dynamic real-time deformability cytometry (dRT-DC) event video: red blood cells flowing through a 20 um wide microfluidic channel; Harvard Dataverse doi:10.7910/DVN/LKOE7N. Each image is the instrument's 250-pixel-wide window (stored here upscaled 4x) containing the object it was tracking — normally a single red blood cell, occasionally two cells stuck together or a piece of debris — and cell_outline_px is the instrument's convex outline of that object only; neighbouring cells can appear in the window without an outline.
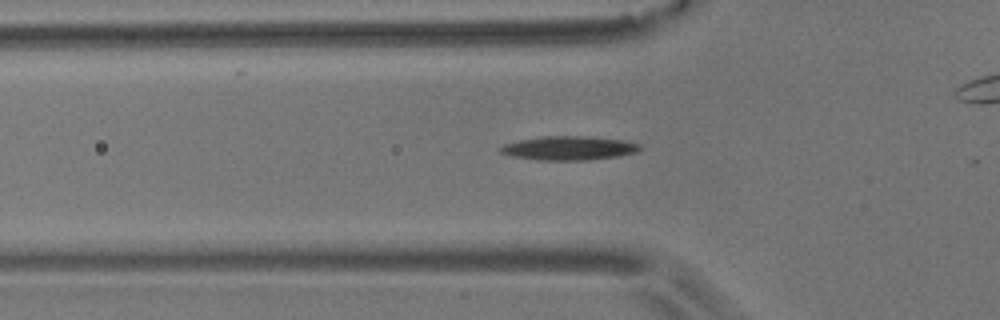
{"species": "common noctule bat (a hibernating species)", "species_latin": "Nyctalus noctula", "temperature_condition": "room temperature", "stored_images_in_passage": 56, "camera_frame_rate_fps": 3000, "um_per_image_px": 0.085, "animal": {"sex": "male", "body_mass_g": 17.9}, "frame": {"image": 1, "passage_image": 18, "time_ms": 5.667, "image_size_px": [1000, 320], "cell_outline_px": [[644, 148], [636, 152], [620, 156], [588, 160], [536, 160], [512, 156], [500, 152], [496, 148], [504, 144], [520, 140], [544, 136], [584, 136], [624, 140], [640, 144]], "centroid_in_image_um": [48.36, 12.59], "position_along_channel_um": 77.4, "area_um2": 19.59}}
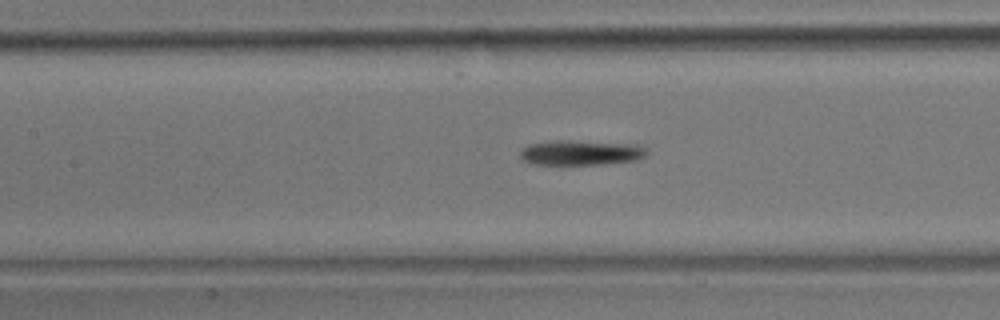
{"frame": {"image": 2, "passage_image": 25, "time_ms": 8.0, "image_size_px": [1000, 320], "cell_outline_px": [[648, 152], [640, 160], [604, 164], [532, 164], [524, 160], [520, 156], [520, 148], [528, 144], [552, 140], [568, 140], [644, 144], [648, 148]], "centroid_in_image_um": [49.44, 12.96], "position_along_channel_um": 158.0, "area_um2": 18.96}}
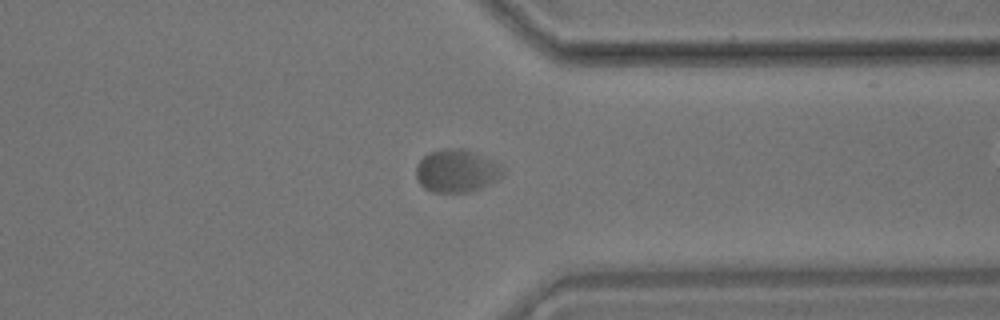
{"frame": {"image": 3, "passage_image": 44, "time_ms": 14.333, "image_size_px": [1000, 320], "cell_outline_px": [[504, 176], [472, 192], [432, 192], [424, 188], [416, 180], [416, 164], [428, 152], [448, 148], [464, 148], [504, 164]], "centroid_in_image_um": [38.84, 14.52], "position_along_channel_um": 372.6, "area_um2": 22.08}}